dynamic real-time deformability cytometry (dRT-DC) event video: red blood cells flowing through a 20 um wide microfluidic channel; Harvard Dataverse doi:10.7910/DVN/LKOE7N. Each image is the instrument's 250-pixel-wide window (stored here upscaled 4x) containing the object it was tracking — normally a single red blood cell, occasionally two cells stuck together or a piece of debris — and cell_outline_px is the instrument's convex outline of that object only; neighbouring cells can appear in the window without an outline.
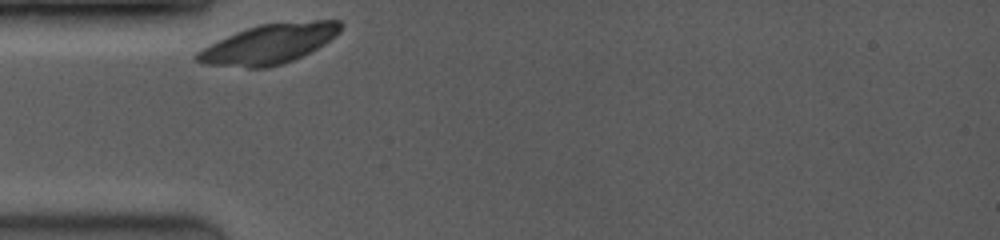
{"species": "common noctule bat (a hibernating species)", "species_latin": "Nyctalus noctula", "temperature_condition": "room temperature", "stored_images_in_passage": 12, "camera_frame_rate_fps": 3500, "um_per_image_px": 0.085, "animal": {"sex": "female", "body_mass_g": 19.0, "forearm_length_mm": 53.3}, "frame": {"image": 1, "passage_image": 1, "time_ms": 0.0, "image_size_px": [1000, 240], "cell_outline_px": [[344, 24], [340, 32], [336, 36], [324, 44], [284, 64], [268, 68], [248, 68], [204, 64], [196, 60], [192, 56], [196, 52], [236, 32], [260, 24], [312, 20], [340, 20]], "centroid_in_image_um": [22.9, 3.74], "position_along_channel_um": 62.1, "area_um2": 33.06}}
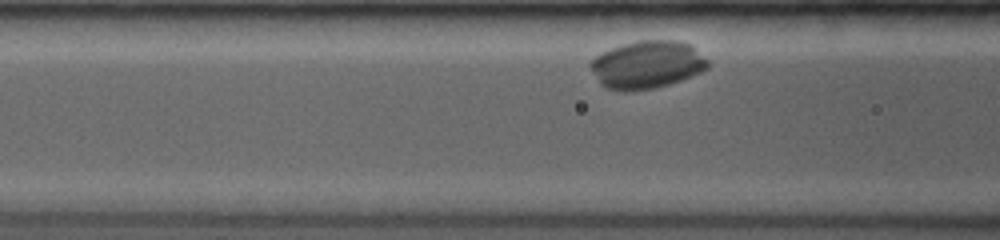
{"frame": {"image": 2, "passage_image": 6, "time_ms": 1.429, "image_size_px": [1000, 240], "cell_outline_px": [[708, 68], [692, 76], [668, 84], [652, 88], [628, 92], [608, 88], [600, 84], [588, 64], [596, 56], [612, 48], [624, 44], [640, 40], [680, 40], [692, 44], [708, 60]], "centroid_in_image_um": [55.02, 5.48], "position_along_channel_um": 111.6, "area_um2": 32.6}}